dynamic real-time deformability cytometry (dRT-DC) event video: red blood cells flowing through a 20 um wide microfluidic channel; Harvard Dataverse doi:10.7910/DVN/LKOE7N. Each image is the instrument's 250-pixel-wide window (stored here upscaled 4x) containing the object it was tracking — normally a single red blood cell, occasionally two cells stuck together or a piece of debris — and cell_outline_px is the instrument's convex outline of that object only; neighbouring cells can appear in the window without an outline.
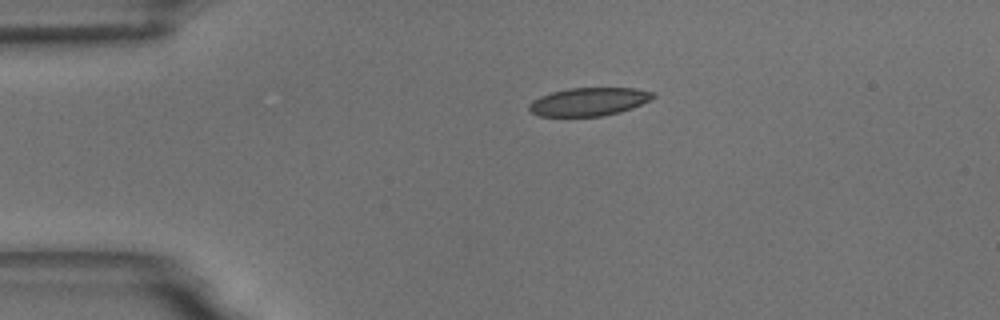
{"species": "common noctule bat (a hibernating species)", "species_latin": "Nyctalus noctula", "temperature_condition": "room temperature", "stored_images_in_passage": 44, "camera_frame_rate_fps": 3000, "um_per_image_px": 0.085, "animal": {"sex": "male", "body_mass_g": 18.8}, "frame": {"image": 1, "passage_image": 1, "time_ms": 0.0, "image_size_px": [1000, 320], "cell_outline_px": [[656, 96], [652, 100], [632, 108], [620, 112], [604, 116], [540, 116], [532, 112], [528, 108], [528, 104], [532, 100], [540, 96], [552, 92], [568, 88], [636, 88], [656, 92]], "centroid_in_image_um": [50.1, 8.64], "position_along_channel_um": 34.9, "area_um2": 20.58}}
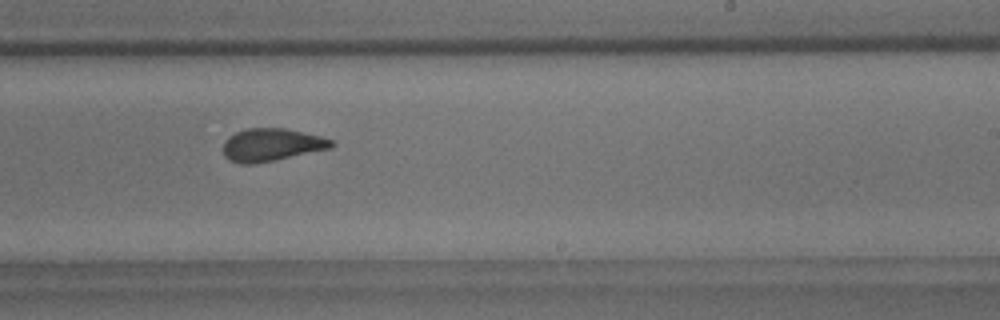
{"frame": {"image": 2, "passage_image": 23, "time_ms": 7.333, "image_size_px": [1000, 320], "cell_outline_px": [[336, 144], [332, 148], [276, 160], [252, 164], [240, 164], [228, 160], [224, 156], [224, 140], [228, 136], [236, 132], [248, 128], [284, 128], [320, 136], [332, 140]], "centroid_in_image_um": [23.07, 12.32], "position_along_channel_um": 265.9, "area_um2": 20.75}}
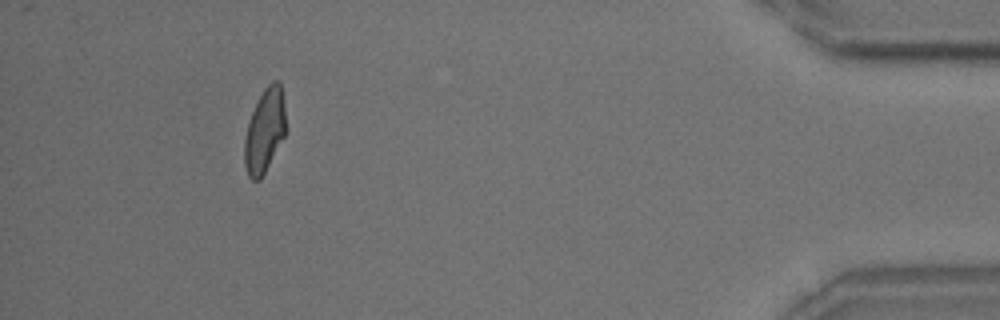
{"frame": {"image": 3, "passage_image": 40, "time_ms": 13.0, "image_size_px": [1000, 320], "cell_outline_px": [[284, 136], [260, 180], [252, 180], [248, 176], [244, 164], [244, 140], [248, 120], [264, 88], [272, 80], [280, 80], [284, 104]], "centroid_in_image_um": [22.47, 11.1], "position_along_channel_um": 412.7, "area_um2": 19.94}, "authors_computed_cell_mechanics": {"area_um2": 20.7791, "velocity_mm_per_s": 3.6671, "shape_relaxation_time_tau1_ms": 5.9623, "shape_relaxation_time_tau2_ms": 1.4298, "deformation_change_tau1": 0.1581, "deformation_change_tau2": 0.0741}}